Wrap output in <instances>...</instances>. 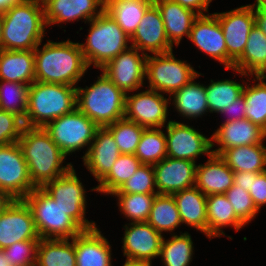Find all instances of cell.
I'll use <instances>...</instances> for the list:
<instances>
[{
    "mask_svg": "<svg viewBox=\"0 0 266 266\" xmlns=\"http://www.w3.org/2000/svg\"><path fill=\"white\" fill-rule=\"evenodd\" d=\"M34 49L35 81L76 87L88 69L80 43L48 40Z\"/></svg>",
    "mask_w": 266,
    "mask_h": 266,
    "instance_id": "6da1fadb",
    "label": "cell"
},
{
    "mask_svg": "<svg viewBox=\"0 0 266 266\" xmlns=\"http://www.w3.org/2000/svg\"><path fill=\"white\" fill-rule=\"evenodd\" d=\"M29 175L35 188H43L48 182L67 173L73 165L62 166L66 155L43 127H26L18 140Z\"/></svg>",
    "mask_w": 266,
    "mask_h": 266,
    "instance_id": "7a4b0ae2",
    "label": "cell"
},
{
    "mask_svg": "<svg viewBox=\"0 0 266 266\" xmlns=\"http://www.w3.org/2000/svg\"><path fill=\"white\" fill-rule=\"evenodd\" d=\"M47 27L42 0H25L3 14L4 50H34Z\"/></svg>",
    "mask_w": 266,
    "mask_h": 266,
    "instance_id": "3957f363",
    "label": "cell"
},
{
    "mask_svg": "<svg viewBox=\"0 0 266 266\" xmlns=\"http://www.w3.org/2000/svg\"><path fill=\"white\" fill-rule=\"evenodd\" d=\"M76 107V87L34 81L29 85L26 127H44L48 122L72 112Z\"/></svg>",
    "mask_w": 266,
    "mask_h": 266,
    "instance_id": "277c9868",
    "label": "cell"
},
{
    "mask_svg": "<svg viewBox=\"0 0 266 266\" xmlns=\"http://www.w3.org/2000/svg\"><path fill=\"white\" fill-rule=\"evenodd\" d=\"M126 94L103 72L86 88L76 87V107L98 127H106L125 115Z\"/></svg>",
    "mask_w": 266,
    "mask_h": 266,
    "instance_id": "5b68a950",
    "label": "cell"
},
{
    "mask_svg": "<svg viewBox=\"0 0 266 266\" xmlns=\"http://www.w3.org/2000/svg\"><path fill=\"white\" fill-rule=\"evenodd\" d=\"M89 23L86 43H80V46L88 68L94 63L93 66L100 69L129 48L130 37L105 9Z\"/></svg>",
    "mask_w": 266,
    "mask_h": 266,
    "instance_id": "8992f818",
    "label": "cell"
},
{
    "mask_svg": "<svg viewBox=\"0 0 266 266\" xmlns=\"http://www.w3.org/2000/svg\"><path fill=\"white\" fill-rule=\"evenodd\" d=\"M22 200L31 211L40 239L71 240L84 231L43 188H35Z\"/></svg>",
    "mask_w": 266,
    "mask_h": 266,
    "instance_id": "52a82bcc",
    "label": "cell"
},
{
    "mask_svg": "<svg viewBox=\"0 0 266 266\" xmlns=\"http://www.w3.org/2000/svg\"><path fill=\"white\" fill-rule=\"evenodd\" d=\"M43 128L66 156L88 146L83 159L99 127L75 108L72 112L48 122Z\"/></svg>",
    "mask_w": 266,
    "mask_h": 266,
    "instance_id": "ba28073f",
    "label": "cell"
},
{
    "mask_svg": "<svg viewBox=\"0 0 266 266\" xmlns=\"http://www.w3.org/2000/svg\"><path fill=\"white\" fill-rule=\"evenodd\" d=\"M199 73L186 61L177 60L173 50L147 55L145 78L150 90L169 93L170 96L193 80Z\"/></svg>",
    "mask_w": 266,
    "mask_h": 266,
    "instance_id": "9c48e42d",
    "label": "cell"
},
{
    "mask_svg": "<svg viewBox=\"0 0 266 266\" xmlns=\"http://www.w3.org/2000/svg\"><path fill=\"white\" fill-rule=\"evenodd\" d=\"M43 189L84 230H91L96 227L95 222H90L85 218L86 191L73 167L64 175L48 182Z\"/></svg>",
    "mask_w": 266,
    "mask_h": 266,
    "instance_id": "30bf717a",
    "label": "cell"
},
{
    "mask_svg": "<svg viewBox=\"0 0 266 266\" xmlns=\"http://www.w3.org/2000/svg\"><path fill=\"white\" fill-rule=\"evenodd\" d=\"M34 189L18 142L0 146V191L22 200Z\"/></svg>",
    "mask_w": 266,
    "mask_h": 266,
    "instance_id": "8fae6325",
    "label": "cell"
},
{
    "mask_svg": "<svg viewBox=\"0 0 266 266\" xmlns=\"http://www.w3.org/2000/svg\"><path fill=\"white\" fill-rule=\"evenodd\" d=\"M255 5L249 4L234 10L213 13L223 31L227 48V70L233 69L234 62L242 55L250 30L255 25Z\"/></svg>",
    "mask_w": 266,
    "mask_h": 266,
    "instance_id": "7c38bea8",
    "label": "cell"
},
{
    "mask_svg": "<svg viewBox=\"0 0 266 266\" xmlns=\"http://www.w3.org/2000/svg\"><path fill=\"white\" fill-rule=\"evenodd\" d=\"M129 46L100 70L125 94L137 91L145 80L147 54Z\"/></svg>",
    "mask_w": 266,
    "mask_h": 266,
    "instance_id": "4fadbf2b",
    "label": "cell"
},
{
    "mask_svg": "<svg viewBox=\"0 0 266 266\" xmlns=\"http://www.w3.org/2000/svg\"><path fill=\"white\" fill-rule=\"evenodd\" d=\"M167 156L174 159H195L206 154H212V140L193 127L184 123L169 120L166 125Z\"/></svg>",
    "mask_w": 266,
    "mask_h": 266,
    "instance_id": "5bb4252c",
    "label": "cell"
},
{
    "mask_svg": "<svg viewBox=\"0 0 266 266\" xmlns=\"http://www.w3.org/2000/svg\"><path fill=\"white\" fill-rule=\"evenodd\" d=\"M162 93L147 89L146 91L129 95L126 94V119L136 122L145 128H162L168 117V103Z\"/></svg>",
    "mask_w": 266,
    "mask_h": 266,
    "instance_id": "9a60e30c",
    "label": "cell"
},
{
    "mask_svg": "<svg viewBox=\"0 0 266 266\" xmlns=\"http://www.w3.org/2000/svg\"><path fill=\"white\" fill-rule=\"evenodd\" d=\"M26 240H40V237L27 204L13 200L0 214V249Z\"/></svg>",
    "mask_w": 266,
    "mask_h": 266,
    "instance_id": "2e32d148",
    "label": "cell"
},
{
    "mask_svg": "<svg viewBox=\"0 0 266 266\" xmlns=\"http://www.w3.org/2000/svg\"><path fill=\"white\" fill-rule=\"evenodd\" d=\"M125 226L123 255L127 260L152 263L159 257L163 235L148 222H130Z\"/></svg>",
    "mask_w": 266,
    "mask_h": 266,
    "instance_id": "e0dca14e",
    "label": "cell"
},
{
    "mask_svg": "<svg viewBox=\"0 0 266 266\" xmlns=\"http://www.w3.org/2000/svg\"><path fill=\"white\" fill-rule=\"evenodd\" d=\"M130 41L132 47L147 55L146 51L154 55L173 50L166 36L161 13L154 3L146 10Z\"/></svg>",
    "mask_w": 266,
    "mask_h": 266,
    "instance_id": "ac0fdd59",
    "label": "cell"
},
{
    "mask_svg": "<svg viewBox=\"0 0 266 266\" xmlns=\"http://www.w3.org/2000/svg\"><path fill=\"white\" fill-rule=\"evenodd\" d=\"M196 162L165 157L153 165L158 194L172 195L195 186Z\"/></svg>",
    "mask_w": 266,
    "mask_h": 266,
    "instance_id": "d6986e66",
    "label": "cell"
},
{
    "mask_svg": "<svg viewBox=\"0 0 266 266\" xmlns=\"http://www.w3.org/2000/svg\"><path fill=\"white\" fill-rule=\"evenodd\" d=\"M189 39L200 51L218 60L227 70L225 38L214 14L199 15L193 22Z\"/></svg>",
    "mask_w": 266,
    "mask_h": 266,
    "instance_id": "ffe728a7",
    "label": "cell"
},
{
    "mask_svg": "<svg viewBox=\"0 0 266 266\" xmlns=\"http://www.w3.org/2000/svg\"><path fill=\"white\" fill-rule=\"evenodd\" d=\"M42 2L47 26L74 22L78 19L89 22L99 16L105 7V0H42Z\"/></svg>",
    "mask_w": 266,
    "mask_h": 266,
    "instance_id": "44dd1931",
    "label": "cell"
},
{
    "mask_svg": "<svg viewBox=\"0 0 266 266\" xmlns=\"http://www.w3.org/2000/svg\"><path fill=\"white\" fill-rule=\"evenodd\" d=\"M265 139L266 132L246 118L224 122L211 136L212 148L215 146L214 142L220 146L212 150V153L220 155L226 149L263 143Z\"/></svg>",
    "mask_w": 266,
    "mask_h": 266,
    "instance_id": "7402d4cb",
    "label": "cell"
},
{
    "mask_svg": "<svg viewBox=\"0 0 266 266\" xmlns=\"http://www.w3.org/2000/svg\"><path fill=\"white\" fill-rule=\"evenodd\" d=\"M121 155L112 133L106 127H99L89 151L83 158L84 166L100 182L111 170Z\"/></svg>",
    "mask_w": 266,
    "mask_h": 266,
    "instance_id": "603a6c76",
    "label": "cell"
},
{
    "mask_svg": "<svg viewBox=\"0 0 266 266\" xmlns=\"http://www.w3.org/2000/svg\"><path fill=\"white\" fill-rule=\"evenodd\" d=\"M71 240L75 246L76 266H113L111 245L97 227L84 230Z\"/></svg>",
    "mask_w": 266,
    "mask_h": 266,
    "instance_id": "cb8c5ba5",
    "label": "cell"
},
{
    "mask_svg": "<svg viewBox=\"0 0 266 266\" xmlns=\"http://www.w3.org/2000/svg\"><path fill=\"white\" fill-rule=\"evenodd\" d=\"M234 172L225 161L211 154L205 164L196 167L195 187L204 195L225 194L233 185Z\"/></svg>",
    "mask_w": 266,
    "mask_h": 266,
    "instance_id": "d4e9b609",
    "label": "cell"
},
{
    "mask_svg": "<svg viewBox=\"0 0 266 266\" xmlns=\"http://www.w3.org/2000/svg\"><path fill=\"white\" fill-rule=\"evenodd\" d=\"M154 4L161 13L169 42L178 46L184 35L189 39L193 22L199 15L171 0H154Z\"/></svg>",
    "mask_w": 266,
    "mask_h": 266,
    "instance_id": "484cf974",
    "label": "cell"
},
{
    "mask_svg": "<svg viewBox=\"0 0 266 266\" xmlns=\"http://www.w3.org/2000/svg\"><path fill=\"white\" fill-rule=\"evenodd\" d=\"M232 71L238 72L241 76L266 77V35L256 24L250 30L245 49L234 62Z\"/></svg>",
    "mask_w": 266,
    "mask_h": 266,
    "instance_id": "4316f807",
    "label": "cell"
},
{
    "mask_svg": "<svg viewBox=\"0 0 266 266\" xmlns=\"http://www.w3.org/2000/svg\"><path fill=\"white\" fill-rule=\"evenodd\" d=\"M34 50L0 51V79L30 85L35 81Z\"/></svg>",
    "mask_w": 266,
    "mask_h": 266,
    "instance_id": "83f0119b",
    "label": "cell"
},
{
    "mask_svg": "<svg viewBox=\"0 0 266 266\" xmlns=\"http://www.w3.org/2000/svg\"><path fill=\"white\" fill-rule=\"evenodd\" d=\"M172 195L176 200L182 224L185 223L207 236V196L195 186Z\"/></svg>",
    "mask_w": 266,
    "mask_h": 266,
    "instance_id": "f1b7e54d",
    "label": "cell"
},
{
    "mask_svg": "<svg viewBox=\"0 0 266 266\" xmlns=\"http://www.w3.org/2000/svg\"><path fill=\"white\" fill-rule=\"evenodd\" d=\"M207 237L225 236L222 227L232 226L239 231L245 224L236 216V213L225 194H213L206 199Z\"/></svg>",
    "mask_w": 266,
    "mask_h": 266,
    "instance_id": "f546056e",
    "label": "cell"
},
{
    "mask_svg": "<svg viewBox=\"0 0 266 266\" xmlns=\"http://www.w3.org/2000/svg\"><path fill=\"white\" fill-rule=\"evenodd\" d=\"M219 156L233 172L266 171V147L263 143L226 149Z\"/></svg>",
    "mask_w": 266,
    "mask_h": 266,
    "instance_id": "4dcf8cb0",
    "label": "cell"
},
{
    "mask_svg": "<svg viewBox=\"0 0 266 266\" xmlns=\"http://www.w3.org/2000/svg\"><path fill=\"white\" fill-rule=\"evenodd\" d=\"M154 0H105L104 9L131 37Z\"/></svg>",
    "mask_w": 266,
    "mask_h": 266,
    "instance_id": "1f68e13d",
    "label": "cell"
},
{
    "mask_svg": "<svg viewBox=\"0 0 266 266\" xmlns=\"http://www.w3.org/2000/svg\"><path fill=\"white\" fill-rule=\"evenodd\" d=\"M200 75L199 73L192 81L170 96V98L173 96V105L177 112L189 120L201 117L209 111L205 86L194 80Z\"/></svg>",
    "mask_w": 266,
    "mask_h": 266,
    "instance_id": "d6a6232c",
    "label": "cell"
},
{
    "mask_svg": "<svg viewBox=\"0 0 266 266\" xmlns=\"http://www.w3.org/2000/svg\"><path fill=\"white\" fill-rule=\"evenodd\" d=\"M40 239L35 266H76L73 240Z\"/></svg>",
    "mask_w": 266,
    "mask_h": 266,
    "instance_id": "836d02e7",
    "label": "cell"
},
{
    "mask_svg": "<svg viewBox=\"0 0 266 266\" xmlns=\"http://www.w3.org/2000/svg\"><path fill=\"white\" fill-rule=\"evenodd\" d=\"M147 222L159 233L174 231L182 224L173 195L157 194Z\"/></svg>",
    "mask_w": 266,
    "mask_h": 266,
    "instance_id": "e575fe53",
    "label": "cell"
},
{
    "mask_svg": "<svg viewBox=\"0 0 266 266\" xmlns=\"http://www.w3.org/2000/svg\"><path fill=\"white\" fill-rule=\"evenodd\" d=\"M142 165L134 154H121L114 162L109 173L92 188V191L112 194L117 191Z\"/></svg>",
    "mask_w": 266,
    "mask_h": 266,
    "instance_id": "d590c367",
    "label": "cell"
},
{
    "mask_svg": "<svg viewBox=\"0 0 266 266\" xmlns=\"http://www.w3.org/2000/svg\"><path fill=\"white\" fill-rule=\"evenodd\" d=\"M266 80L265 76H255L253 81H259L250 87L245 84L243 90L245 118L258 125L266 132Z\"/></svg>",
    "mask_w": 266,
    "mask_h": 266,
    "instance_id": "8d00e7d4",
    "label": "cell"
},
{
    "mask_svg": "<svg viewBox=\"0 0 266 266\" xmlns=\"http://www.w3.org/2000/svg\"><path fill=\"white\" fill-rule=\"evenodd\" d=\"M210 81L209 86L205 85L210 113H220L227 109L243 94L244 85L234 80Z\"/></svg>",
    "mask_w": 266,
    "mask_h": 266,
    "instance_id": "74e56055",
    "label": "cell"
},
{
    "mask_svg": "<svg viewBox=\"0 0 266 266\" xmlns=\"http://www.w3.org/2000/svg\"><path fill=\"white\" fill-rule=\"evenodd\" d=\"M172 237L165 241L163 237L160 254L165 266H189L193 257V242L188 232Z\"/></svg>",
    "mask_w": 266,
    "mask_h": 266,
    "instance_id": "f35d334b",
    "label": "cell"
},
{
    "mask_svg": "<svg viewBox=\"0 0 266 266\" xmlns=\"http://www.w3.org/2000/svg\"><path fill=\"white\" fill-rule=\"evenodd\" d=\"M162 128H145L135 156L145 165H155L167 157L166 135Z\"/></svg>",
    "mask_w": 266,
    "mask_h": 266,
    "instance_id": "ab89813d",
    "label": "cell"
},
{
    "mask_svg": "<svg viewBox=\"0 0 266 266\" xmlns=\"http://www.w3.org/2000/svg\"><path fill=\"white\" fill-rule=\"evenodd\" d=\"M158 193H112L118 197L121 214L132 222H147L155 196Z\"/></svg>",
    "mask_w": 266,
    "mask_h": 266,
    "instance_id": "60d3db41",
    "label": "cell"
},
{
    "mask_svg": "<svg viewBox=\"0 0 266 266\" xmlns=\"http://www.w3.org/2000/svg\"><path fill=\"white\" fill-rule=\"evenodd\" d=\"M0 80V109L15 114L24 122L27 111L29 85Z\"/></svg>",
    "mask_w": 266,
    "mask_h": 266,
    "instance_id": "b9f144b4",
    "label": "cell"
},
{
    "mask_svg": "<svg viewBox=\"0 0 266 266\" xmlns=\"http://www.w3.org/2000/svg\"><path fill=\"white\" fill-rule=\"evenodd\" d=\"M112 133L121 154H135L145 127L125 117L106 126Z\"/></svg>",
    "mask_w": 266,
    "mask_h": 266,
    "instance_id": "7bdbcfd3",
    "label": "cell"
},
{
    "mask_svg": "<svg viewBox=\"0 0 266 266\" xmlns=\"http://www.w3.org/2000/svg\"><path fill=\"white\" fill-rule=\"evenodd\" d=\"M153 165L142 164L114 193H157Z\"/></svg>",
    "mask_w": 266,
    "mask_h": 266,
    "instance_id": "ee69618b",
    "label": "cell"
},
{
    "mask_svg": "<svg viewBox=\"0 0 266 266\" xmlns=\"http://www.w3.org/2000/svg\"><path fill=\"white\" fill-rule=\"evenodd\" d=\"M225 195L230 201L236 216L246 225L253 220L258 214L259 210L253 203L249 191L239 185L233 184L226 192Z\"/></svg>",
    "mask_w": 266,
    "mask_h": 266,
    "instance_id": "f6af8a7d",
    "label": "cell"
},
{
    "mask_svg": "<svg viewBox=\"0 0 266 266\" xmlns=\"http://www.w3.org/2000/svg\"><path fill=\"white\" fill-rule=\"evenodd\" d=\"M39 241L26 240L16 242L3 249L7 261L12 266H35Z\"/></svg>",
    "mask_w": 266,
    "mask_h": 266,
    "instance_id": "bcb514c9",
    "label": "cell"
},
{
    "mask_svg": "<svg viewBox=\"0 0 266 266\" xmlns=\"http://www.w3.org/2000/svg\"><path fill=\"white\" fill-rule=\"evenodd\" d=\"M23 127V121L19 117L0 109V146L18 142Z\"/></svg>",
    "mask_w": 266,
    "mask_h": 266,
    "instance_id": "7dc6e473",
    "label": "cell"
},
{
    "mask_svg": "<svg viewBox=\"0 0 266 266\" xmlns=\"http://www.w3.org/2000/svg\"><path fill=\"white\" fill-rule=\"evenodd\" d=\"M249 194L254 205L260 211V208L266 204V171L255 173L251 177Z\"/></svg>",
    "mask_w": 266,
    "mask_h": 266,
    "instance_id": "c3c4849f",
    "label": "cell"
},
{
    "mask_svg": "<svg viewBox=\"0 0 266 266\" xmlns=\"http://www.w3.org/2000/svg\"><path fill=\"white\" fill-rule=\"evenodd\" d=\"M245 101L244 96L242 95L238 99H236L233 104L220 112V114H229L225 122L242 120L245 119Z\"/></svg>",
    "mask_w": 266,
    "mask_h": 266,
    "instance_id": "681fc988",
    "label": "cell"
},
{
    "mask_svg": "<svg viewBox=\"0 0 266 266\" xmlns=\"http://www.w3.org/2000/svg\"><path fill=\"white\" fill-rule=\"evenodd\" d=\"M171 1L179 3L182 7L188 8L194 12L196 11L198 15H205L203 12H208L209 3H211L212 0H171Z\"/></svg>",
    "mask_w": 266,
    "mask_h": 266,
    "instance_id": "f907efd6",
    "label": "cell"
},
{
    "mask_svg": "<svg viewBox=\"0 0 266 266\" xmlns=\"http://www.w3.org/2000/svg\"><path fill=\"white\" fill-rule=\"evenodd\" d=\"M254 174V172H234L233 184L239 185L244 190L249 191L251 177Z\"/></svg>",
    "mask_w": 266,
    "mask_h": 266,
    "instance_id": "816d5d0a",
    "label": "cell"
},
{
    "mask_svg": "<svg viewBox=\"0 0 266 266\" xmlns=\"http://www.w3.org/2000/svg\"><path fill=\"white\" fill-rule=\"evenodd\" d=\"M255 24L266 35V15L262 14L256 7H255Z\"/></svg>",
    "mask_w": 266,
    "mask_h": 266,
    "instance_id": "f5cc1de1",
    "label": "cell"
},
{
    "mask_svg": "<svg viewBox=\"0 0 266 266\" xmlns=\"http://www.w3.org/2000/svg\"><path fill=\"white\" fill-rule=\"evenodd\" d=\"M25 0H0V14H4L14 5L20 4Z\"/></svg>",
    "mask_w": 266,
    "mask_h": 266,
    "instance_id": "db71d44e",
    "label": "cell"
},
{
    "mask_svg": "<svg viewBox=\"0 0 266 266\" xmlns=\"http://www.w3.org/2000/svg\"><path fill=\"white\" fill-rule=\"evenodd\" d=\"M7 193L0 191V214L9 206L13 201Z\"/></svg>",
    "mask_w": 266,
    "mask_h": 266,
    "instance_id": "11a10c76",
    "label": "cell"
},
{
    "mask_svg": "<svg viewBox=\"0 0 266 266\" xmlns=\"http://www.w3.org/2000/svg\"><path fill=\"white\" fill-rule=\"evenodd\" d=\"M255 7L264 15H266V0H256Z\"/></svg>",
    "mask_w": 266,
    "mask_h": 266,
    "instance_id": "9f6ffc18",
    "label": "cell"
},
{
    "mask_svg": "<svg viewBox=\"0 0 266 266\" xmlns=\"http://www.w3.org/2000/svg\"><path fill=\"white\" fill-rule=\"evenodd\" d=\"M123 266H152L151 263L127 260Z\"/></svg>",
    "mask_w": 266,
    "mask_h": 266,
    "instance_id": "6f0895ef",
    "label": "cell"
},
{
    "mask_svg": "<svg viewBox=\"0 0 266 266\" xmlns=\"http://www.w3.org/2000/svg\"><path fill=\"white\" fill-rule=\"evenodd\" d=\"M0 266H12L10 263L7 261L4 251L0 249Z\"/></svg>",
    "mask_w": 266,
    "mask_h": 266,
    "instance_id": "680465c9",
    "label": "cell"
},
{
    "mask_svg": "<svg viewBox=\"0 0 266 266\" xmlns=\"http://www.w3.org/2000/svg\"><path fill=\"white\" fill-rule=\"evenodd\" d=\"M3 14H0V51L4 49L2 39Z\"/></svg>",
    "mask_w": 266,
    "mask_h": 266,
    "instance_id": "91938a15",
    "label": "cell"
}]
</instances>
